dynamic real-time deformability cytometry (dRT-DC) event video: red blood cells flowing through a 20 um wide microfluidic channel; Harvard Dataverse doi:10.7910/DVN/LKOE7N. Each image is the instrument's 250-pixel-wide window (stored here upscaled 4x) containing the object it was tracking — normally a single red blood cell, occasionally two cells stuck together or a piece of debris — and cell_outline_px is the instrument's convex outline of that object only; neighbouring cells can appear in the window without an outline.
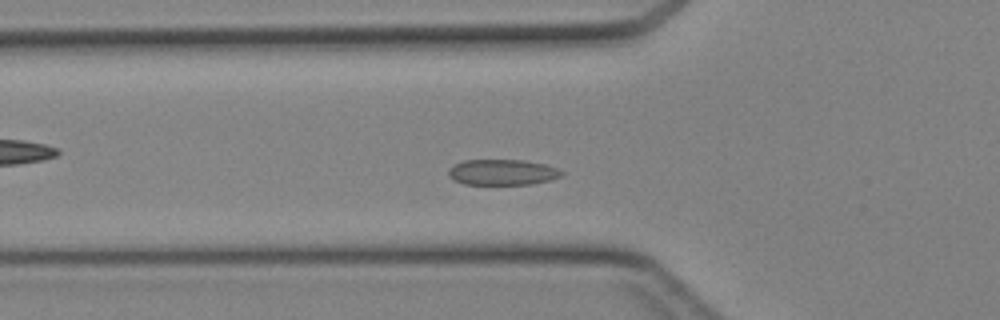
{"species": "Egyptian fruit bat (a non-hibernating species)", "species_latin": "Rousettus aegyptiacus", "temperature_condition": "cold", "stored_images_in_passage": 41, "camera_frame_rate_fps": 3000, "um_per_image_px": 0.085, "animal": {"sex": "female"}, "frame": {"image": 1, "passage_image": 11, "time_ms": 3.333, "image_size_px": [1000, 320], "cell_outline_px": [[564, 172], [560, 176], [552, 180], [532, 184], [464, 184], [448, 176], [448, 172], [456, 164], [464, 160], [524, 160], [544, 164], [556, 168]], "centroid_in_image_um": [42.74, 14.64], "position_along_channel_um": 83.1, "area_um2": 16.76}}
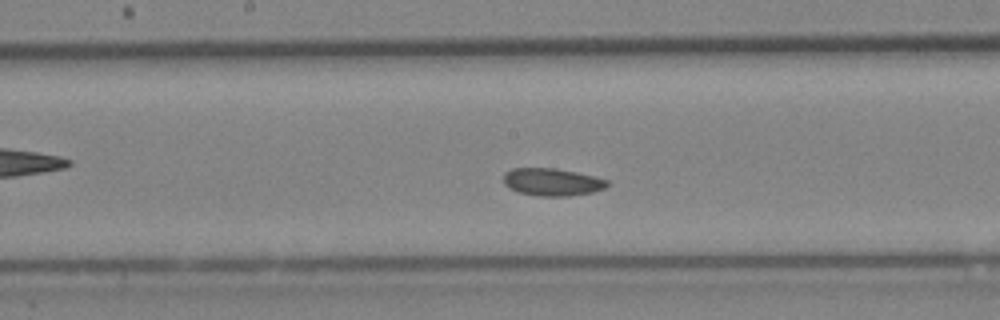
{"frame": {"image": 2, "passage_image": 19, "time_ms": 6.0, "image_size_px": [1000, 320], "cell_outline_px": [[608, 184], [604, 188], [592, 192], [568, 196], [540, 196], [516, 192], [508, 188], [504, 184], [504, 172], [512, 168], [556, 168], [596, 176], [608, 180]], "centroid_in_image_um": [46.9, 15.46], "position_along_channel_um": 201.3, "area_um2": 16.76}}
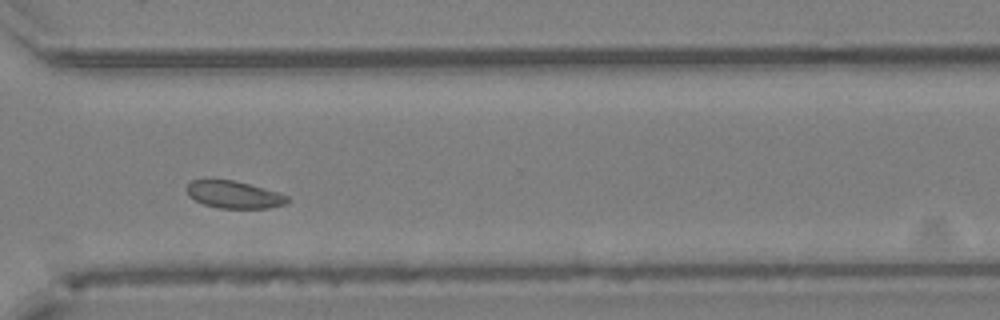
{"frame": {"image": 3, "passage_image": 29, "time_ms": 9.333, "image_size_px": [1000, 320], "cell_outline_px": [[288, 204], [268, 208], [220, 208], [204, 204], [188, 196], [184, 188], [192, 180], [236, 180], [276, 192], [288, 196]], "centroid_in_image_um": [19.87, 16.54], "position_along_channel_um": 350.7, "area_um2": 15.95}}